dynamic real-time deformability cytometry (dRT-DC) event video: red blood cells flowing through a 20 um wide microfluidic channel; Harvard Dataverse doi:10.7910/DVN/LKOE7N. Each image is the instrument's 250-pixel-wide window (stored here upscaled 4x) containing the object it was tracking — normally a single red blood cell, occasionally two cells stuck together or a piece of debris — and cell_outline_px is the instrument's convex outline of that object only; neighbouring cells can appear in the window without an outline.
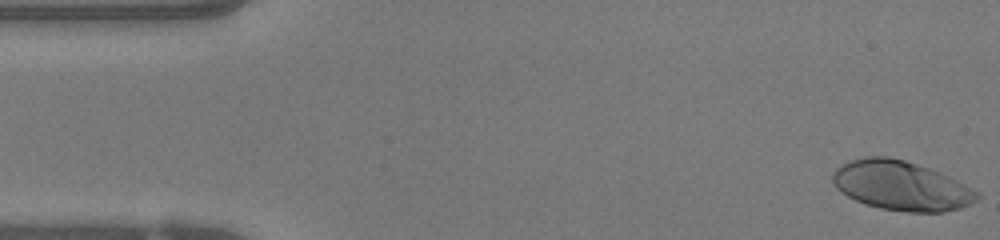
{"species": "human", "species_latin": "Homo sapiens", "temperature_condition": "warm", "stored_images_in_passage": 49, "camera_frame_rate_fps": 3000, "um_per_image_px": 0.085, "donor": {"sex": "female"}, "frame": {"image": 1, "passage_image": 1, "time_ms": 0.0, "image_size_px": [1000, 240], "cell_outline_px": [[980, 196], [976, 200], [960, 208], [944, 212], [908, 212], [880, 208], [856, 200], [840, 192], [836, 188], [832, 180], [832, 176], [836, 168], [840, 164], [848, 160], [868, 156], [888, 156], [904, 160], [928, 168], [948, 176], [980, 192]], "centroid_in_image_um": [76.57, 15.78], "position_along_channel_um": 8.4, "area_um2": 41.44}}
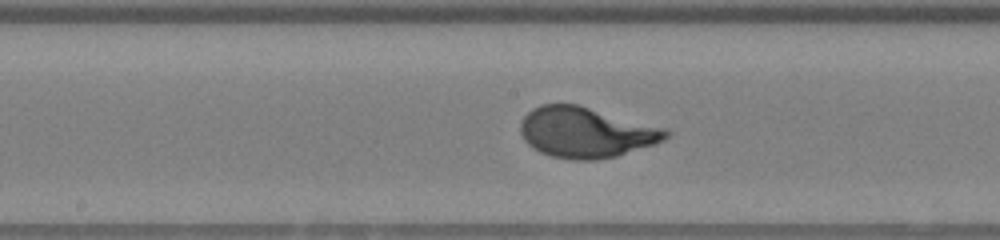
{"frame": {"image": 2, "passage_image": 24, "time_ms": 7.667, "image_size_px": [1000, 240], "cell_outline_px": [[672, 132], [664, 140], [656, 144], [616, 156], [596, 160], [572, 160], [552, 156], [540, 152], [532, 148], [524, 140], [520, 132], [520, 120], [532, 108], [540, 104], [576, 104], [664, 128]], "centroid_in_image_um": [49.77, 11.26], "position_along_channel_um": 198.4, "area_um2": 42.77}}
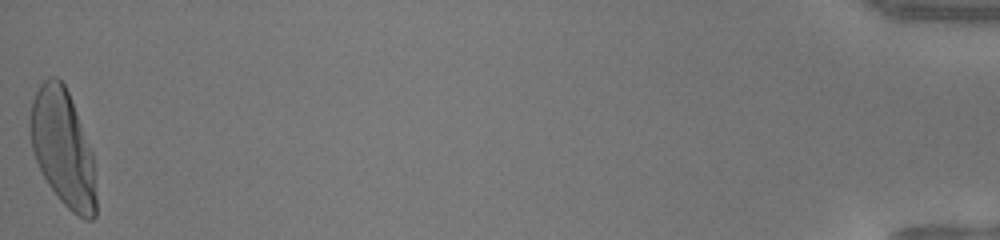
{"frame": {"image": 3, "passage_image": 49, "time_ms": 16.0, "image_size_px": [1000, 240], "cell_outline_px": [[96, 216], [92, 220], [84, 220], [72, 212], [60, 200], [48, 184], [36, 160], [32, 148], [28, 124], [28, 120], [32, 100], [40, 84], [48, 76], [56, 76], [64, 84], [68, 92], [92, 152], [96, 196]], "centroid_in_image_um": [5.33, 12.59], "position_along_channel_um": 429.9, "area_um2": 44.68}, "authors_computed_cell_mechanics": {"area_um2": 41.4426, "velocity_mm_per_s": 4.0791, "shape_relaxation_time_tau1_ms": 3.5268, "shape_relaxation_time_tau2_ms": null, "deformation_change_tau1": 0.2407, "deformation_change_tau2": null}}